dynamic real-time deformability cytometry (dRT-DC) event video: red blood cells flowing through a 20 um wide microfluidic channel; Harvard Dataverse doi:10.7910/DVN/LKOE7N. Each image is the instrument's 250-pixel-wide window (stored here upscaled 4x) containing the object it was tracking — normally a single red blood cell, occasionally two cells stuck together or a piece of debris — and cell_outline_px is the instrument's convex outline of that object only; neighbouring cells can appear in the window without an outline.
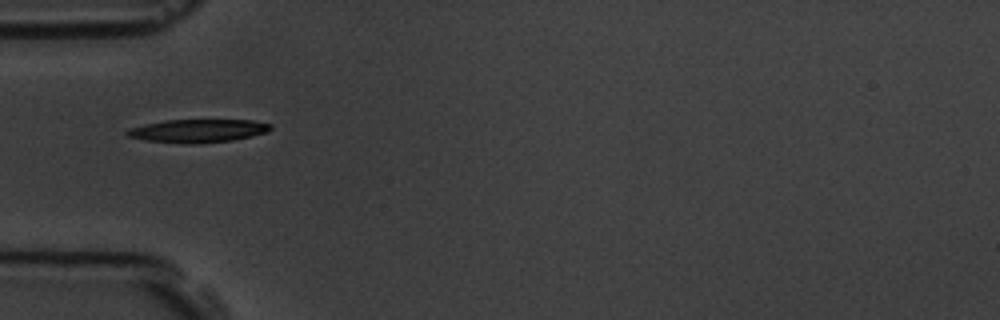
{"species": "common noctule bat (a hibernating species)", "species_latin": "Nyctalus noctula", "temperature_condition": "room temperature", "stored_images_in_passage": 6, "camera_frame_rate_fps": 3000, "um_per_image_px": 0.085, "animal": {"sex": "male", "body_mass_g": 19.5, "forearm_length_mm": 54.6}, "frame": {"image": 1, "passage_image": 4, "time_ms": 4.333, "image_size_px": [1000, 320], "cell_outline_px": [[272, 128], [268, 132], [252, 136], [232, 140], [192, 144], [144, 140], [128, 136], [124, 132], [128, 128], [144, 124], [164, 120], [252, 120], [272, 124]], "centroid_in_image_um": [16.82, 11.11], "position_along_channel_um": 68.2, "area_um2": 19.42}}
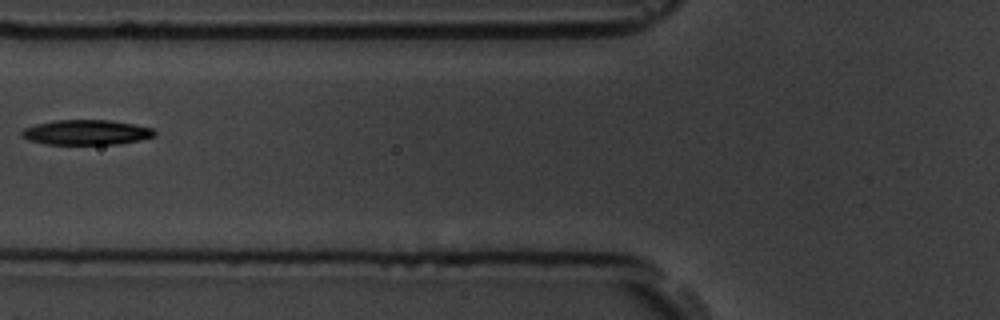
{"frame": {"image": 2, "passage_image": 5, "time_ms": 5.667, "image_size_px": [1000, 320], "cell_outline_px": [[156, 136], [140, 140], [120, 144], [44, 144], [28, 140], [20, 136], [20, 132], [24, 128], [36, 124], [56, 120], [112, 120], [152, 128], [156, 132]], "centroid_in_image_um": [7.33, 11.25], "position_along_channel_um": 118.5, "area_um2": 19.48}}
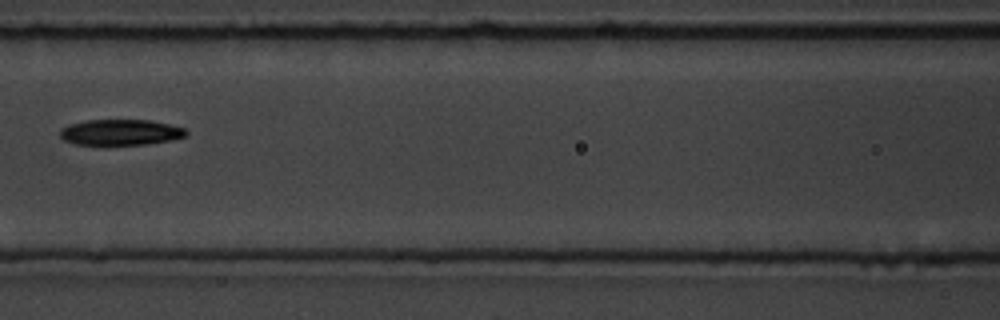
{"frame": {"image": 3, "passage_image": 6, "time_ms": 6.667, "image_size_px": [1000, 320], "cell_outline_px": [[188, 132], [184, 136], [168, 140], [144, 144], [72, 144], [64, 140], [60, 136], [60, 128], [68, 124], [88, 120], [148, 120], [168, 124], [184, 128]], "centroid_in_image_um": [10.18, 11.23], "position_along_channel_um": 156.4, "area_um2": 18.67}}